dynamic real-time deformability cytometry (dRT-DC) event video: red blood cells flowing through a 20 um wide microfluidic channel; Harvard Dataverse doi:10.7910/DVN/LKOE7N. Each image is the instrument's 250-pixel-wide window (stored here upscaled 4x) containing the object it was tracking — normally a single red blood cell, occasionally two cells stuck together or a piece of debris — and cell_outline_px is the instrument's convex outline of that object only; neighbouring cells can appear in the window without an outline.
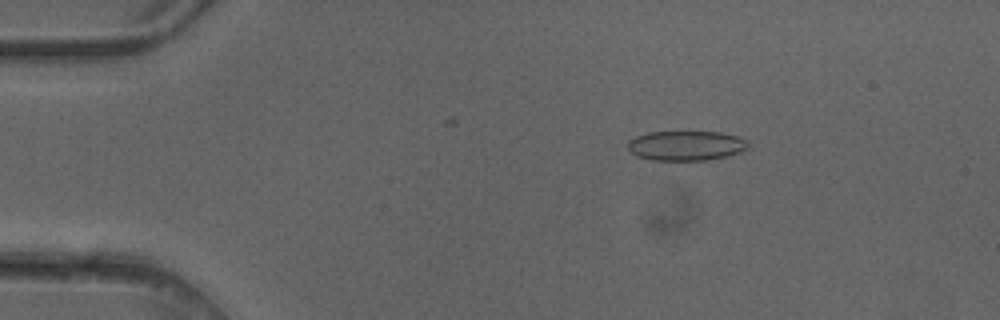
{"species": "common noctule bat (a hibernating species)", "species_latin": "Nyctalus noctula", "temperature_condition": "cold", "stored_images_in_passage": 3, "camera_frame_rate_fps": 3000, "um_per_image_px": 0.085, "animal": {"sex": "female"}, "frame": {"image": 1, "passage_image": 2, "time_ms": 0.333, "image_size_px": [1000, 320], "cell_outline_px": [[748, 148], [740, 152], [728, 156], [708, 160], [652, 160], [636, 156], [628, 148], [628, 140], [636, 136], [648, 132], [720, 132], [736, 136], [748, 140]], "centroid_in_image_um": [58.32, 12.38], "position_along_channel_um": 26.7, "area_um2": 20.92}}